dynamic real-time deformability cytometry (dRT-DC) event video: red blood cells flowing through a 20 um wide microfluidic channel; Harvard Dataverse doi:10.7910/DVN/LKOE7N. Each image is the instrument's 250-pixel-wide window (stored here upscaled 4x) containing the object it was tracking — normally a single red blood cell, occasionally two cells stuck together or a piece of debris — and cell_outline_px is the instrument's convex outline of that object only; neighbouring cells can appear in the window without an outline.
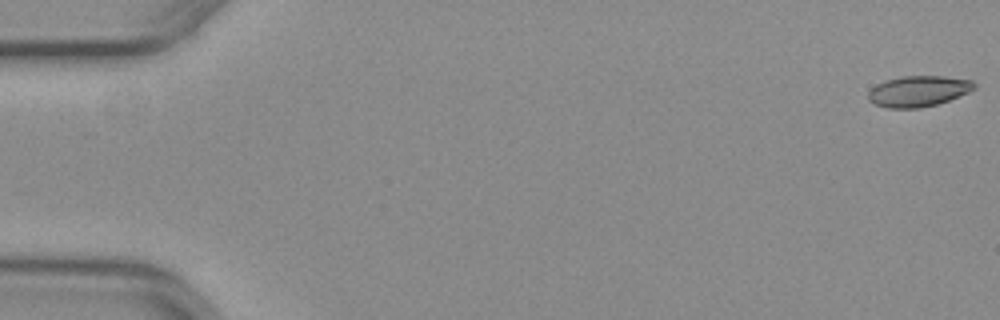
{"species": "common noctule bat (a hibernating species)", "species_latin": "Nyctalus noctula", "temperature_condition": "warm", "stored_images_in_passage": 53, "camera_frame_rate_fps": 3000, "um_per_image_px": 0.085, "animal": {"sex": "female", "body_mass_g": 29.2, "forearm_length_mm": 56.3}, "frame": {"image": 1, "passage_image": 1, "time_ms": 0.0, "image_size_px": [1000, 320], "cell_outline_px": [[976, 88], [968, 92], [948, 100], [936, 104], [920, 108], [888, 108], [876, 104], [868, 100], [868, 92], [876, 84], [900, 76], [944, 76], [972, 80], [976, 84]], "centroid_in_image_um": [78.06, 7.74], "position_along_channel_um": 6.9, "area_um2": 18.96}}
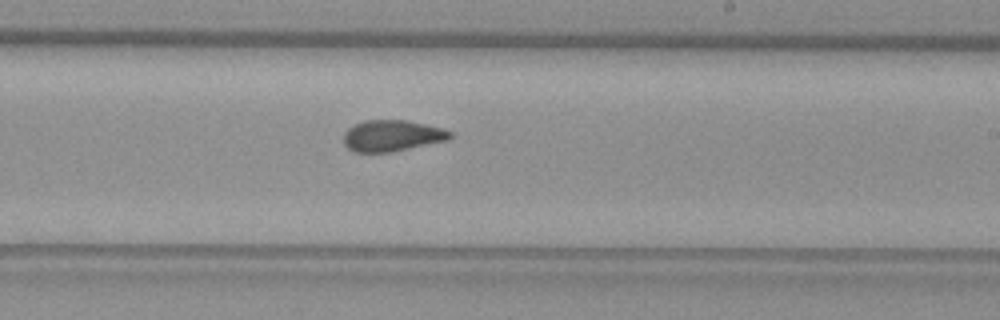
{"frame": {"image": 2, "passage_image": 32, "time_ms": 10.333, "image_size_px": [1000, 320], "cell_outline_px": [[452, 136], [448, 140], [388, 152], [356, 152], [348, 148], [344, 144], [344, 132], [352, 124], [364, 120], [408, 120], [444, 128], [452, 132]], "centroid_in_image_um": [33.31, 11.51], "position_along_channel_um": 255.7, "area_um2": 19.42}}
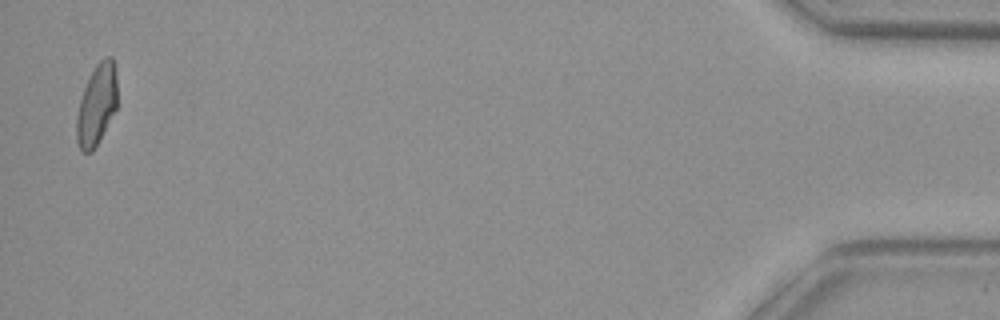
{"frame": {"image": 3, "passage_image": 52, "time_ms": 17.0, "image_size_px": [1000, 320], "cell_outline_px": [[116, 108], [92, 152], [84, 152], [80, 148], [76, 140], [76, 116], [80, 100], [84, 88], [96, 64], [104, 56], [112, 56], [116, 68]], "centroid_in_image_um": [8.21, 8.87], "position_along_channel_um": 427.0, "area_um2": 18.9}, "authors_computed_cell_mechanics": {"area_um2": 19.4208, "velocity_mm_per_s": 3.9794, "shape_relaxation_time_tau1_ms": null, "shape_relaxation_time_tau2_ms": 2.1337, "deformation_change_tau1": null, "deformation_change_tau2": 0.0629}}